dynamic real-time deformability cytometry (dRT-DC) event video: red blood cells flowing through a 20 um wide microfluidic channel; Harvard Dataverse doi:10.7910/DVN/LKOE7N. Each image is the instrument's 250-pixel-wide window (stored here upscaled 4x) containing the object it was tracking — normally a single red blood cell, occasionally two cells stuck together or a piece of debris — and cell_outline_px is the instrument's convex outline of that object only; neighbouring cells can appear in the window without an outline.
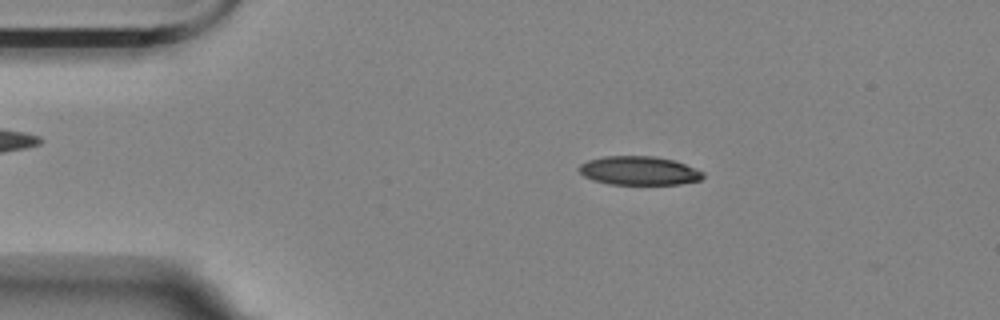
{"species": "Egyptian fruit bat (a non-hibernating species)", "species_latin": "Rousettus aegyptiacus", "temperature_condition": "room temperature", "stored_images_in_passage": 43, "camera_frame_rate_fps": 3000, "um_per_image_px": 0.085, "animal": {"sex": "female"}, "frame": {"image": 1, "passage_image": 7, "time_ms": 2.0, "image_size_px": [1000, 320], "cell_outline_px": [[704, 176], [700, 180], [680, 184], [608, 184], [592, 180], [584, 176], [576, 168], [580, 164], [588, 160], [604, 156], [656, 156], [672, 160], [684, 164], [704, 172]], "centroid_in_image_um": [54.28, 14.51], "position_along_channel_um": 30.7, "area_um2": 20.81}}
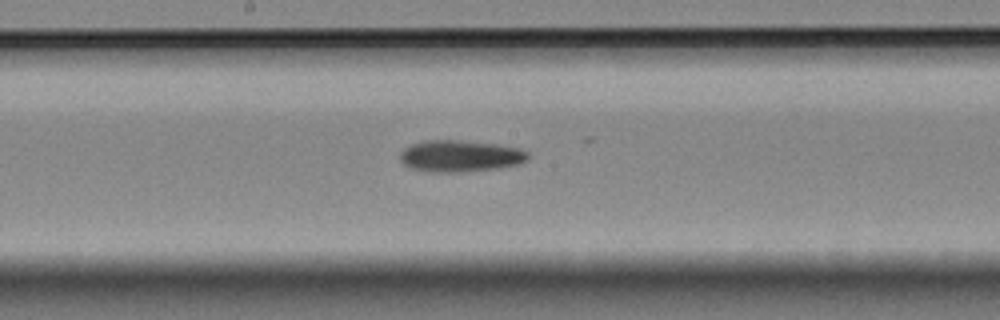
{"frame": {"image": 2, "passage_image": 26, "time_ms": 8.333, "image_size_px": [1000, 320], "cell_outline_px": [[528, 160], [520, 164], [496, 168], [460, 172], [432, 172], [412, 168], [404, 164], [400, 160], [400, 152], [404, 148], [412, 144], [424, 140], [456, 140], [496, 144], [520, 148], [528, 152]], "centroid_in_image_um": [39.12, 13.26], "position_along_channel_um": 209.1, "area_um2": 23.52}}
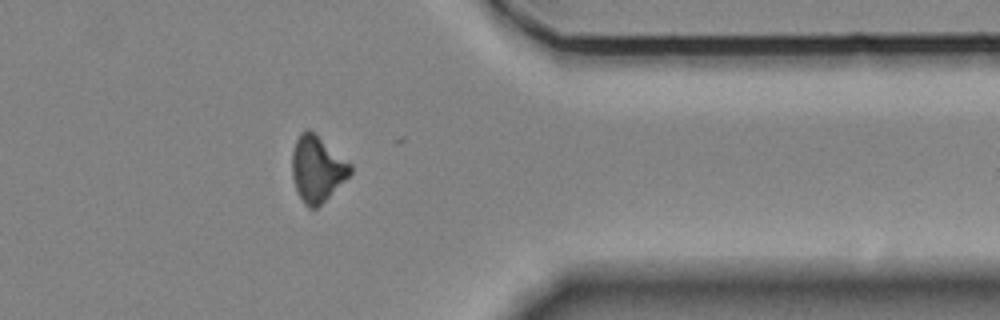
{"frame": {"image": 3, "passage_image": 42, "time_ms": 13.667, "image_size_px": [1000, 320], "cell_outline_px": [[352, 172], [316, 208], [308, 208], [304, 204], [296, 188], [292, 176], [292, 152], [296, 140], [300, 132], [308, 128], [352, 164]], "centroid_in_image_um": [26.94, 14.33], "position_along_channel_um": 384.5, "area_um2": 21.91}, "authors_computed_cell_mechanics": {"area_um2": 22.542, "velocity_mm_per_s": 3.5352, "shape_relaxation_time_tau1_ms": 9.4232, "shape_relaxation_time_tau2_ms": null, "deformation_change_tau1": 0.2163, "deformation_change_tau2": null}}